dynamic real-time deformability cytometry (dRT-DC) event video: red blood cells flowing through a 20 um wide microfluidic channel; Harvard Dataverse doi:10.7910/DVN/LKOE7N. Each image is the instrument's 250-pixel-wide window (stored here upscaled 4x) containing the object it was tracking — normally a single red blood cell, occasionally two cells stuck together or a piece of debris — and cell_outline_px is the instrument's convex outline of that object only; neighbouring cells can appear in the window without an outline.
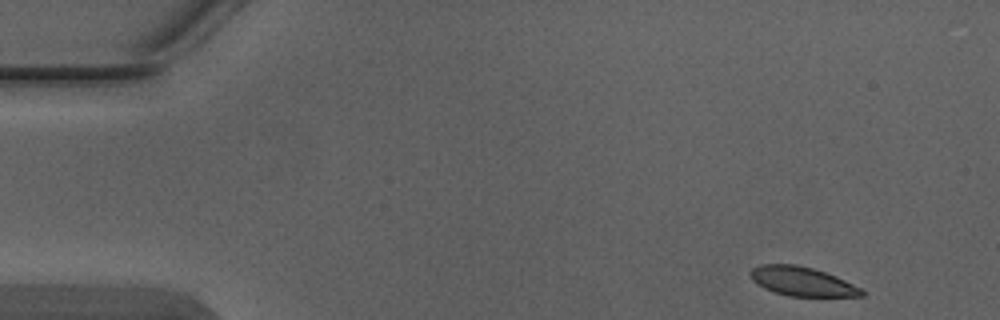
{"species": "Egyptian fruit bat (a non-hibernating species)", "species_latin": "Rousettus aegyptiacus", "temperature_condition": "warm", "stored_images_in_passage": 4, "camera_frame_rate_fps": 3000, "um_per_image_px": 0.085, "animal": {"sex": "male"}, "frame": {"image": 1, "passage_image": 1, "time_ms": 0.0, "image_size_px": [1000, 320], "cell_outline_px": [[864, 296], [788, 296], [764, 288], [756, 284], [752, 280], [748, 272], [752, 268], [760, 264], [796, 264], [812, 268], [836, 276], [860, 288], [864, 292]], "centroid_in_image_um": [68.12, 23.91], "position_along_channel_um": 16.9, "area_um2": 18.79}}